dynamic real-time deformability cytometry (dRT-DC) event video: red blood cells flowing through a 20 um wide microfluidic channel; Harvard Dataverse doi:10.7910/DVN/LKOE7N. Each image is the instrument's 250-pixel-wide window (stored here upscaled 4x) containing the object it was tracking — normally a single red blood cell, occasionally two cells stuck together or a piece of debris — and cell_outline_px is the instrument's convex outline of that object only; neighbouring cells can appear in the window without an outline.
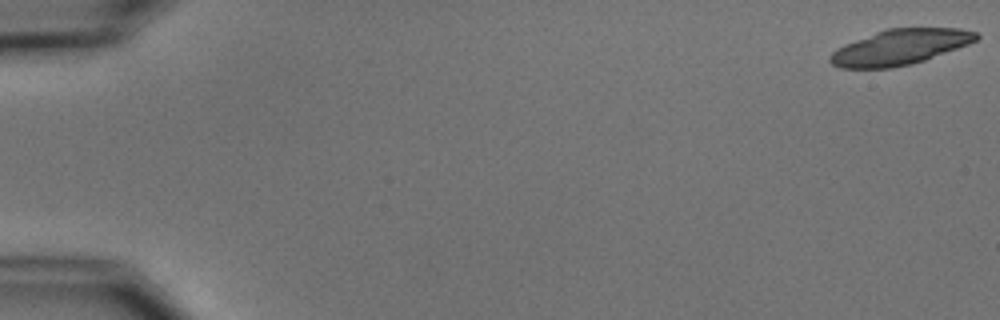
{"species": "common noctule bat (a hibernating species)", "species_latin": "Nyctalus noctula", "temperature_condition": "cold", "stored_images_in_passage": 10, "camera_frame_rate_fps": 3000, "um_per_image_px": 0.085, "animal": {"sex": "male", "body_mass_g": 15.6}, "frame": {"image": 1, "passage_image": 1, "time_ms": 0.0, "image_size_px": [1000, 320], "cell_outline_px": [[980, 36], [976, 40], [968, 44], [924, 60], [912, 64], [892, 68], [840, 68], [832, 64], [828, 60], [828, 56], [836, 48], [844, 44], [876, 32], [888, 28], [960, 28], [976, 32]], "centroid_in_image_um": [76.46, 4.01], "position_along_channel_um": 8.5, "area_um2": 30.06}}
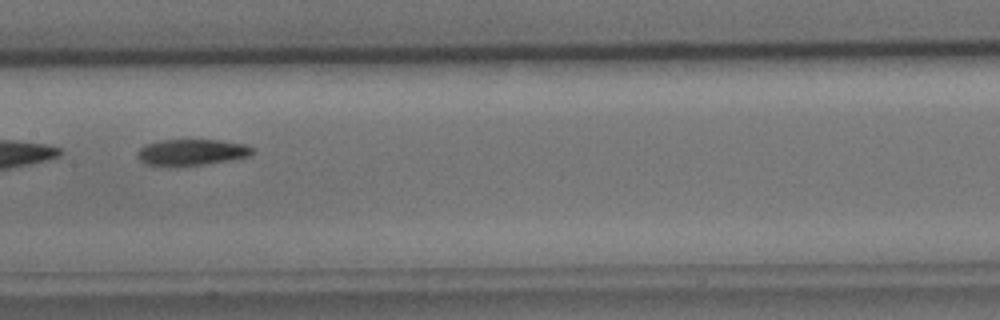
{"frame": {"image": 2, "passage_image": 9, "time_ms": 9.333, "image_size_px": [1000, 320], "cell_outline_px": [[252, 152], [248, 156], [228, 160], [204, 164], [144, 164], [136, 156], [136, 152], [140, 148], [148, 144], [160, 140], [216, 140], [244, 144], [252, 148]], "centroid_in_image_um": [16.26, 12.91], "position_along_channel_um": 191.1, "area_um2": 16.82}}
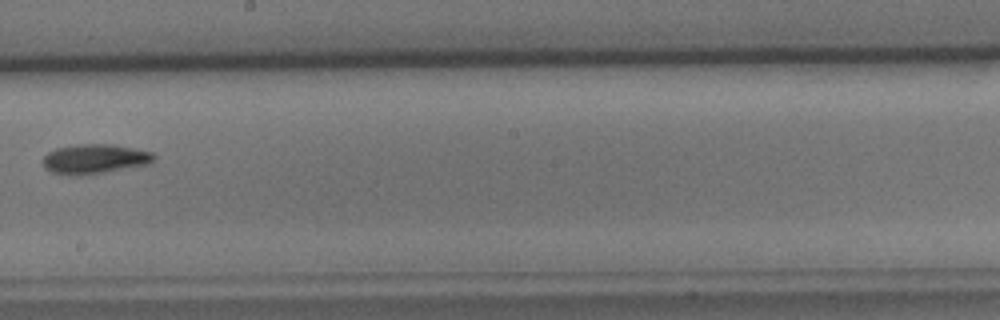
{"frame": {"image": 3, "passage_image": 10, "time_ms": 10.667, "image_size_px": [1000, 320], "cell_outline_px": [[156, 156], [152, 164], [80, 176], [52, 172], [44, 168], [44, 156], [48, 152], [56, 148], [80, 144], [112, 144], [152, 152]], "centroid_in_image_um": [8.08, 13.51], "position_along_channel_um": 240.1, "area_um2": 19.13}}